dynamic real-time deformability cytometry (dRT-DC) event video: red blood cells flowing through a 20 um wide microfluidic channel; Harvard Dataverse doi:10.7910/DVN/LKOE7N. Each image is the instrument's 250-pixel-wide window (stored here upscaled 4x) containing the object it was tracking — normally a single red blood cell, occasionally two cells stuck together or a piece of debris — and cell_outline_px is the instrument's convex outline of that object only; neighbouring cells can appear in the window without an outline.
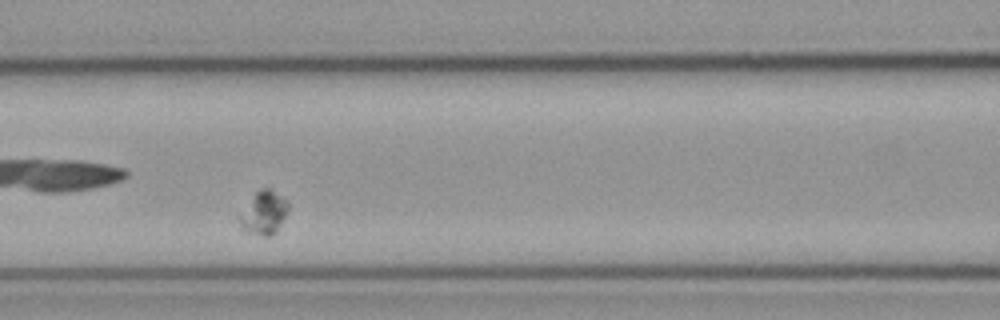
{"species": "common noctule bat (a hibernating species)", "species_latin": "Nyctalus noctula", "temperature_condition": "cold", "stored_images_in_passage": 45, "segment_of_instrument_passage": [2, 3], "camera_frame_rate_fps": 3000, "um_per_image_px": 0.085, "animal": {"sex": "male", "body_mass_g": 23.1, "forearm_length_mm": 52.7}, "frame": {"image": 1, "passage_image": 16, "time_ms": 5.0, "image_size_px": [1000, 320], "cell_outline_px": [[288, 212], [280, 224], [268, 236], [264, 236], [240, 228], [236, 216], [256, 192], [264, 188], [268, 188], [288, 200]], "centroid_in_image_um": [22.38, 18.06], "position_along_channel_um": 144.2, "area_um2": 12.08}}
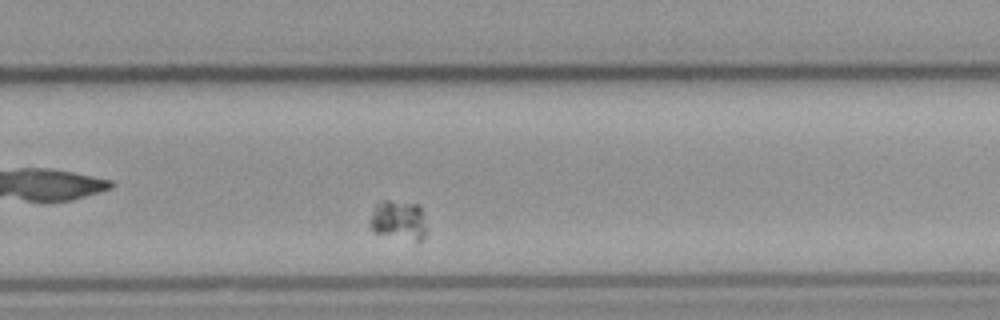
{"frame": {"image": 2, "passage_image": 29, "time_ms": 9.333, "image_size_px": [1000, 320], "cell_outline_px": [[428, 228], [424, 236], [420, 240], [416, 240], [372, 232], [368, 224], [368, 220], [376, 204], [380, 200], [388, 200], [420, 204]], "centroid_in_image_um": [33.87, 18.68], "position_along_channel_um": 295.9, "area_um2": 13.29}}
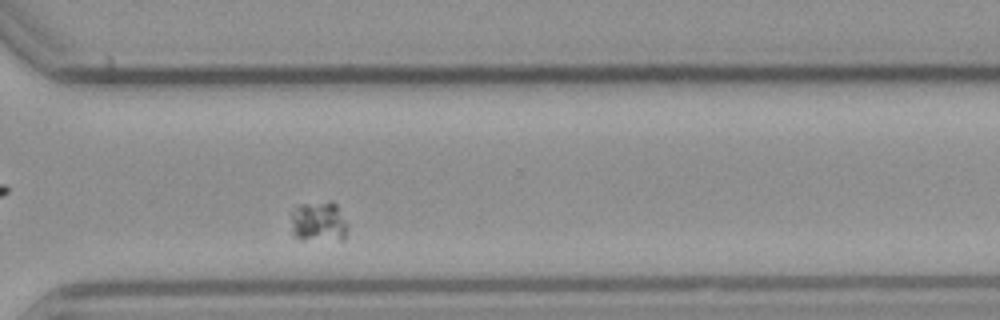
{"frame": {"image": 3, "passage_image": 33, "time_ms": 10.667, "image_size_px": [1000, 320], "cell_outline_px": [[348, 228], [344, 240], [300, 240], [292, 236], [292, 212], [300, 204], [328, 200], [332, 200], [336, 204], [348, 224]], "centroid_in_image_um": [27.11, 18.86], "position_along_channel_um": 343.5, "area_um2": 13.76}}